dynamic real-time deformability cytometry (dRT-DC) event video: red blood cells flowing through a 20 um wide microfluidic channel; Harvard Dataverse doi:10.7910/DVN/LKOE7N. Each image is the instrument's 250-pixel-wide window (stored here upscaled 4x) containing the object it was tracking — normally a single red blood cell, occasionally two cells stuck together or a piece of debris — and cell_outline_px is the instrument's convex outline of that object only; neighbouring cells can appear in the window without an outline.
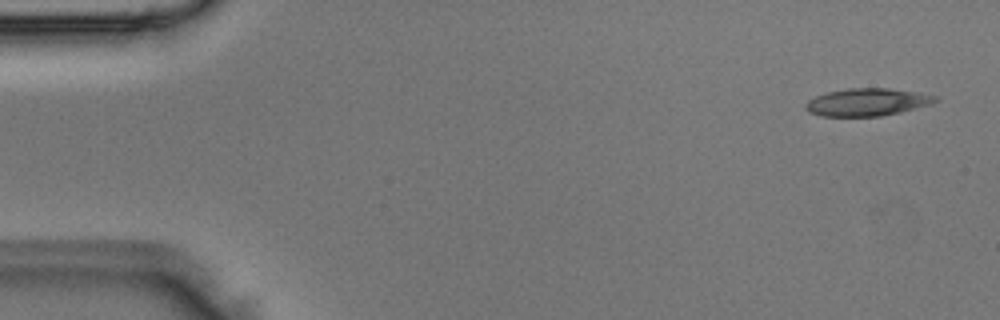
{"species": "Egyptian fruit bat (a non-hibernating species)", "species_latin": "Rousettus aegyptiacus", "temperature_condition": "room temperature", "stored_images_in_passage": 4, "camera_frame_rate_fps": 3000, "um_per_image_px": 0.085, "animal": {"sex": "male"}, "frame": {"image": 1, "passage_image": 1, "time_ms": 0.0, "image_size_px": [1000, 320], "cell_outline_px": [[940, 100], [932, 104], [900, 112], [880, 116], [820, 116], [808, 112], [804, 108], [804, 104], [808, 100], [816, 96], [828, 92], [848, 88], [888, 88], [916, 92], [940, 96]], "centroid_in_image_um": [73.73, 8.68], "position_along_channel_um": 11.3, "area_um2": 20.98}}